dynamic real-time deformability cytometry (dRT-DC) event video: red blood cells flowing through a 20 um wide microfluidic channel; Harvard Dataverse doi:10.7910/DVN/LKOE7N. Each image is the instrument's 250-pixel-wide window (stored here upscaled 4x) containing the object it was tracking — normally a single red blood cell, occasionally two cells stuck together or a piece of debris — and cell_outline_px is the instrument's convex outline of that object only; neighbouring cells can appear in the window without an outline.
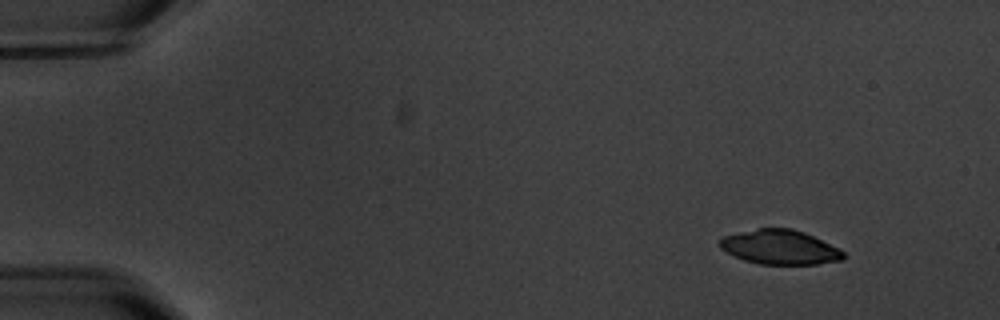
{"species": "common noctule bat (a hibernating species)", "species_latin": "Nyctalus noctula", "temperature_condition": "warm", "stored_images_in_passage": 5, "camera_frame_rate_fps": 3000, "um_per_image_px": 0.085, "animal": {"sex": "male", "body_mass_g": 20.1, "forearm_length_mm": 53.5}, "frame": {"image": 1, "passage_image": 2, "time_ms": 1.0, "image_size_px": [1000, 320], "cell_outline_px": [[844, 260], [816, 264], [760, 264], [744, 260], [720, 248], [716, 244], [724, 236], [756, 228], [792, 228], [804, 232], [844, 252]], "centroid_in_image_um": [66.26, 21.01], "position_along_channel_um": 18.7, "area_um2": 24.57}}
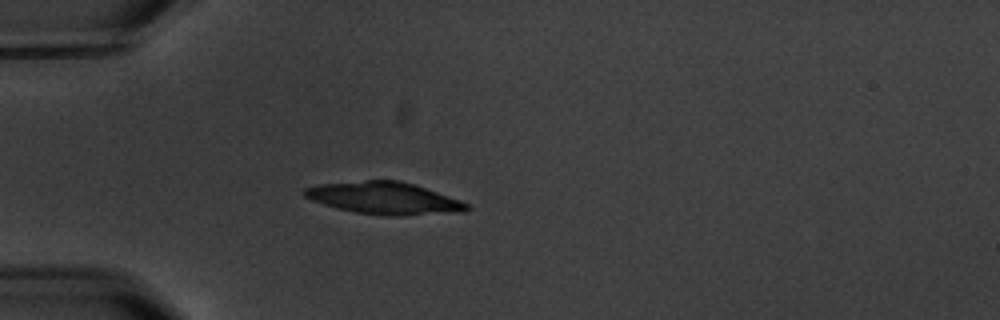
{"frame": {"image": 2, "passage_image": 5, "time_ms": 4.667, "image_size_px": [1000, 320], "cell_outline_px": [[472, 208], [464, 212], [404, 216], [384, 216], [356, 212], [336, 208], [312, 200], [304, 196], [300, 192], [304, 188], [316, 184], [364, 180], [400, 180], [460, 200], [468, 204]], "centroid_in_image_um": [32.63, 16.85], "position_along_channel_um": 52.4, "area_um2": 30.63}}